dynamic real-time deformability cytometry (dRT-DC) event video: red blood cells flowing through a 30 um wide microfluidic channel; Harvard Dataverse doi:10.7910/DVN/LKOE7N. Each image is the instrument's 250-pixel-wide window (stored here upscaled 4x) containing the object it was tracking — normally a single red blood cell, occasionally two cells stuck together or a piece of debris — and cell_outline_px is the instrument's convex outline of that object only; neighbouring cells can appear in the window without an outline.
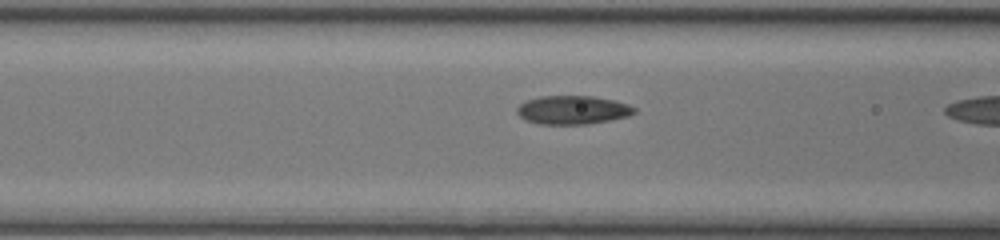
{"species": "common noctule bat (a hibernating species)", "species_latin": "Nyctalus noctula", "temperature_condition": "room temperature", "stored_images_in_passage": 11, "camera_frame_rate_fps": 3000, "um_per_image_px": 0.085, "animal": {"sex": "female", "body_mass_g": 17.0, "forearm_length_mm": 48.0}, "frame": {"image": 1, "passage_image": 10, "time_ms": 3.0, "image_size_px": [1000, 240], "cell_outline_px": [[636, 112], [628, 116], [612, 120], [588, 124], [540, 124], [524, 120], [516, 112], [516, 108], [524, 100], [540, 96], [592, 96], [616, 100], [628, 104], [636, 108]], "centroid_in_image_um": [48.67, 9.34], "position_along_channel_um": 117.9, "area_um2": 19.83}}